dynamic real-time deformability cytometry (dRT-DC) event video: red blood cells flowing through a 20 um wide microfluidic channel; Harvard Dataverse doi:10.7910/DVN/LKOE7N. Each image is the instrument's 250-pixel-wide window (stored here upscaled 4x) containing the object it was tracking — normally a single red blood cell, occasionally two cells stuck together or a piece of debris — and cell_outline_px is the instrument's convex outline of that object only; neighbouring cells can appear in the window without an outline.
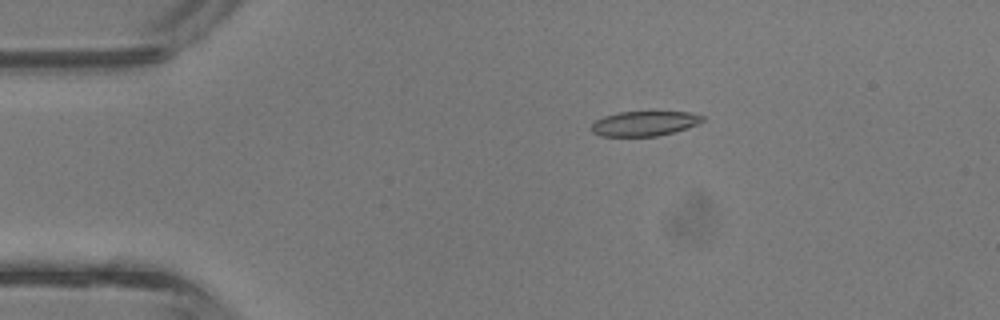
{"species": "common noctule bat (a hibernating species)", "species_latin": "Nyctalus noctula", "temperature_condition": "room temperature", "stored_images_in_passage": 35, "camera_frame_rate_fps": 3000, "um_per_image_px": 0.085, "animal": {"sex": "male", "body_mass_g": 13.3}, "frame": {"image": 1, "passage_image": 1, "time_ms": 0.0, "image_size_px": [1000, 320], "cell_outline_px": [[704, 120], [696, 124], [672, 132], [656, 136], [600, 136], [592, 132], [592, 124], [596, 120], [604, 116], [620, 112], [688, 112], [704, 116]], "centroid_in_image_um": [54.74, 10.5], "position_along_channel_um": 30.3, "area_um2": 15.78}}
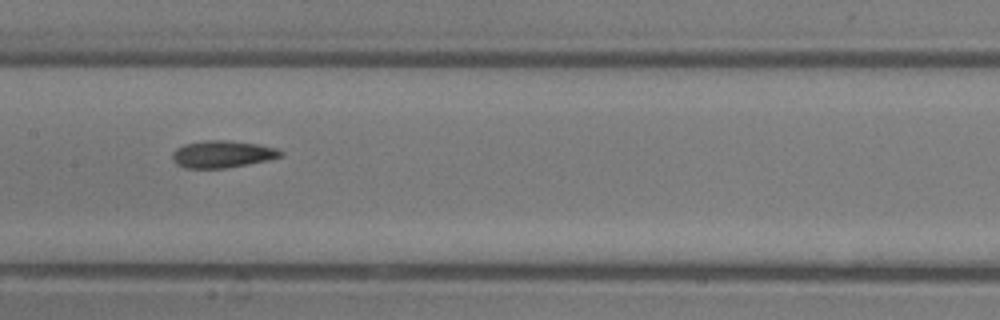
{"frame": {"image": 2, "passage_image": 14, "time_ms": 4.333, "image_size_px": [1000, 320], "cell_outline_px": [[284, 156], [268, 160], [248, 164], [224, 168], [184, 168], [176, 164], [172, 160], [172, 152], [176, 148], [184, 144], [204, 140], [228, 140], [256, 144], [276, 148], [284, 152]], "centroid_in_image_um": [18.88, 13.1], "position_along_channel_um": 188.5, "area_um2": 17.22}}
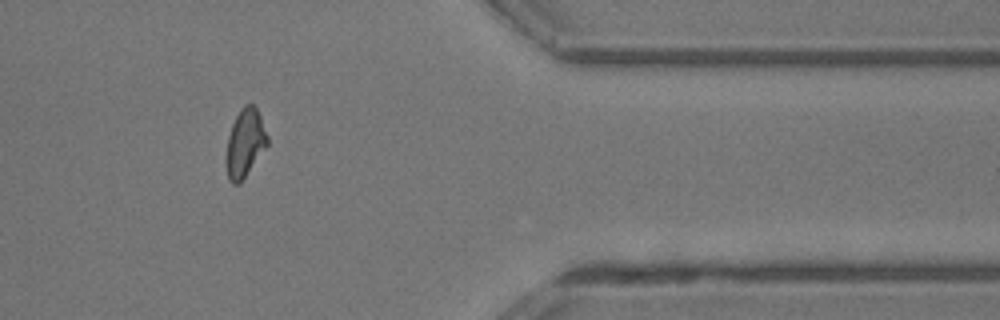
{"frame": {"image": 3, "passage_image": 28, "time_ms": 9.0, "image_size_px": [1000, 320], "cell_outline_px": [[268, 144], [240, 184], [232, 184], [228, 180], [224, 160], [228, 136], [232, 124], [236, 116], [244, 104], [252, 104], [256, 108], [260, 116], [268, 136]], "centroid_in_image_um": [20.79, 12.2], "position_along_channel_um": 390.6, "area_um2": 16.53}, "authors_computed_cell_mechanics": {"area_um2": 16.5308, "velocity_mm_per_s": 4.8545, "shape_relaxation_time_tau1_ms": null, "shape_relaxation_time_tau2_ms": 3.7995, "deformation_change_tau1": null, "deformation_change_tau2": 0.1157}}